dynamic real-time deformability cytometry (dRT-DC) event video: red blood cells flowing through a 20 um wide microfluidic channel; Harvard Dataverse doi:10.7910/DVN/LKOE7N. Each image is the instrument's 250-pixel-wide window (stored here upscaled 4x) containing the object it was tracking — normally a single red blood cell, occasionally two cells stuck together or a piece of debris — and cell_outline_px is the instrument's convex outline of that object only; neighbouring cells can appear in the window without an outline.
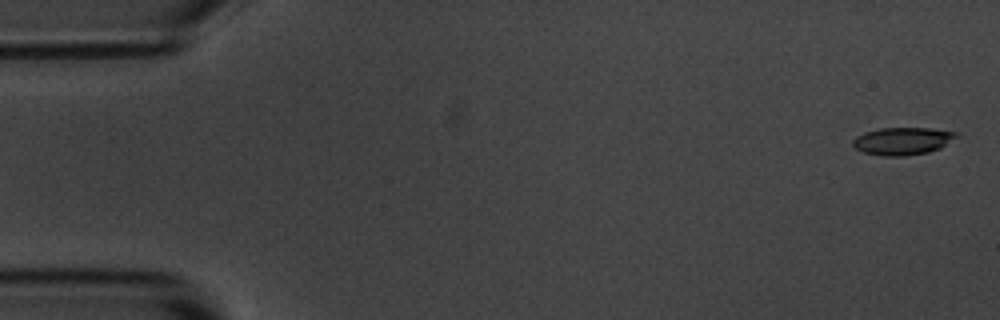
{"species": "common noctule bat (a hibernating species)", "species_latin": "Nyctalus noctula", "temperature_condition": "room temperature", "stored_images_in_passage": 5, "camera_frame_rate_fps": 3000, "um_per_image_px": 0.085, "animal": {"sex": "male", "body_mass_g": 20.1, "forearm_length_mm": 53.5}, "frame": {"image": 1, "passage_image": 1, "time_ms": 0.0, "image_size_px": [1000, 320], "cell_outline_px": [[960, 136], [940, 148], [928, 152], [904, 156], [880, 156], [864, 152], [856, 148], [852, 144], [852, 140], [856, 136], [864, 132], [880, 128], [928, 128], [960, 132]], "centroid_in_image_um": [76.74, 11.98], "position_along_channel_um": 8.3, "area_um2": 16.76}}
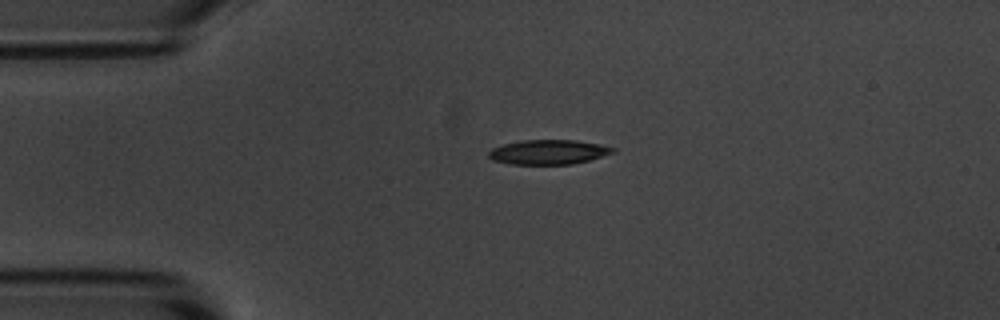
{"frame": {"image": 2, "passage_image": 4, "time_ms": 3.667, "image_size_px": [1000, 320], "cell_outline_px": [[616, 152], [588, 160], [572, 164], [512, 164], [492, 160], [488, 156], [488, 152], [492, 148], [504, 144], [520, 140], [576, 140], [600, 144], [616, 148]], "centroid_in_image_um": [46.62, 12.92], "position_along_channel_um": 38.4, "area_um2": 17.8}}